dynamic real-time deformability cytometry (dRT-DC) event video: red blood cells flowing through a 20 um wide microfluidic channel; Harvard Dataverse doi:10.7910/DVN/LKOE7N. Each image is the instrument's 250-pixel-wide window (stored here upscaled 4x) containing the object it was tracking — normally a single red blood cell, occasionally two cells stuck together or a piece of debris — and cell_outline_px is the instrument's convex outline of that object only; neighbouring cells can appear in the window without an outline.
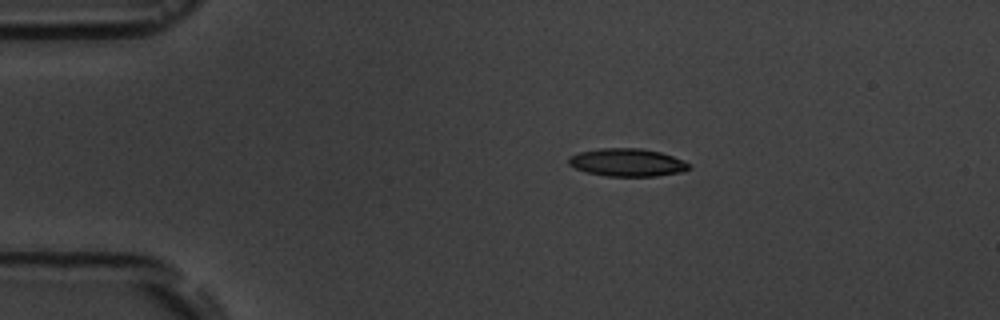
{"species": "common noctule bat (a hibernating species)", "species_latin": "Nyctalus noctula", "temperature_condition": "room temperature", "stored_images_in_passage": 16, "camera_frame_rate_fps": 3000, "um_per_image_px": 0.085, "animal": {"sex": "male", "body_mass_g": 19.5, "forearm_length_mm": 54.6}, "frame": {"image": 1, "passage_image": 3, "time_ms": 2.333, "image_size_px": [1000, 320], "cell_outline_px": [[692, 168], [680, 172], [656, 176], [604, 176], [584, 172], [568, 164], [568, 156], [580, 152], [600, 148], [640, 148], [660, 152], [672, 156], [692, 164]], "centroid_in_image_um": [53.3, 13.81], "position_along_channel_um": 31.7, "area_um2": 19.65}}
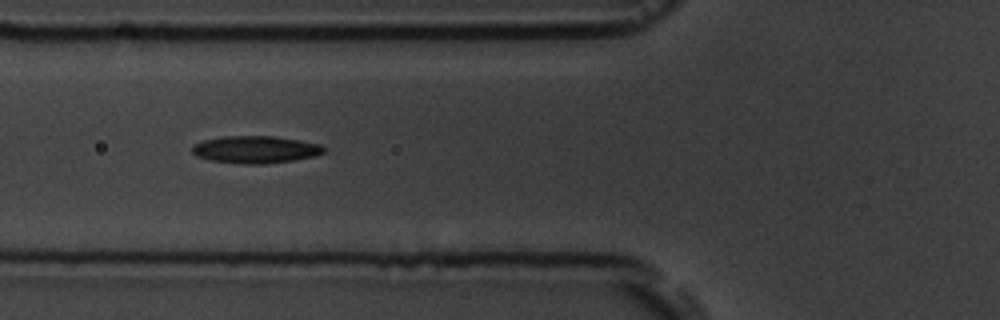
{"frame": {"image": 2, "passage_image": 6, "time_ms": 5.667, "image_size_px": [1000, 320], "cell_outline_px": [[324, 152], [316, 156], [292, 160], [264, 164], [244, 164], [212, 160], [196, 156], [192, 152], [192, 144], [204, 140], [224, 136], [272, 136], [300, 140], [320, 144], [324, 148]], "centroid_in_image_um": [21.71, 12.7], "position_along_channel_um": 104.1, "area_um2": 20.87}}
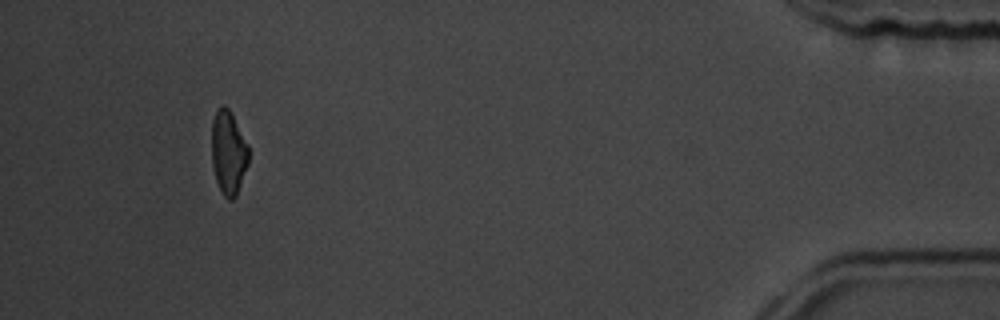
{"frame": {"image": 3, "passage_image": 15, "time_ms": 16.0, "image_size_px": [1000, 320], "cell_outline_px": [[248, 164], [236, 196], [232, 200], [228, 200], [224, 196], [216, 180], [212, 164], [212, 120], [216, 108], [224, 104], [228, 108], [248, 144]], "centroid_in_image_um": [19.4, 12.95], "position_along_channel_um": 415.8, "area_um2": 17.98}, "authors_computed_cell_mechanics": {"area_um2": 19.6809, "velocity_mm_per_s": 3.6854, "shape_relaxation_time_tau1_ms": 4.8049, "shape_relaxation_time_tau2_ms": 3.538, "deformation_change_tau1": 0.1374, "deformation_change_tau2": 0.1275}}